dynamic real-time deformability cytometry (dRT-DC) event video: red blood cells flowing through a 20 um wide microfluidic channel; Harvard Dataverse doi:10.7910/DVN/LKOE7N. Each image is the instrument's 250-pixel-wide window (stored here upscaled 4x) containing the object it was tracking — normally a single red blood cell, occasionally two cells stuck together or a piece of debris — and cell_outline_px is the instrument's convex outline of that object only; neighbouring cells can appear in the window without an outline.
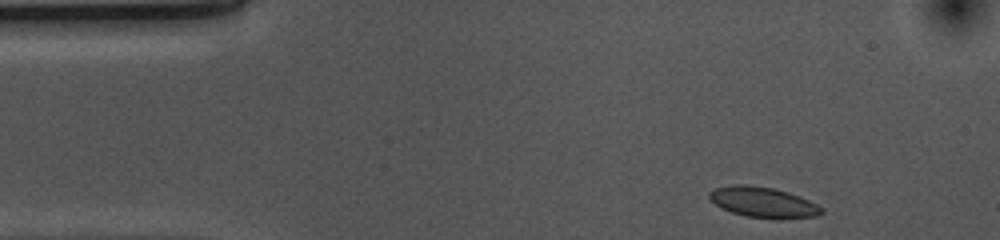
{"species": "common noctule bat (a hibernating species)", "species_latin": "Nyctalus noctula", "temperature_condition": "cold", "stored_images_in_passage": 38, "camera_frame_rate_fps": 3000, "um_per_image_px": 0.085, "animal": {"sex": "female", "body_mass_g": 10.0, "forearm_length_mm": 53.1}, "frame": {"image": 1, "passage_image": 1, "time_ms": 0.0, "image_size_px": [1000, 240], "cell_outline_px": [[824, 212], [820, 216], [780, 220], [744, 216], [732, 212], [708, 200], [708, 192], [716, 188], [736, 184], [744, 184], [772, 188], [788, 192], [800, 196], [824, 208]], "centroid_in_image_um": [64.91, 17.22], "position_along_channel_um": 20.1, "area_um2": 20.23}}
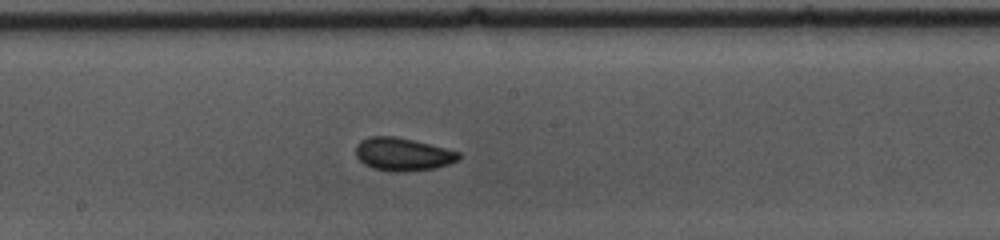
{"frame": {"image": 2, "passage_image": 22, "time_ms": 7.0, "image_size_px": [1000, 240], "cell_outline_px": [[460, 160], [436, 168], [396, 172], [372, 168], [364, 164], [356, 156], [356, 144], [360, 140], [368, 136], [392, 136], [412, 140], [460, 152]], "centroid_in_image_um": [34.21, 13.11], "position_along_channel_um": 214.0, "area_um2": 19.65}}
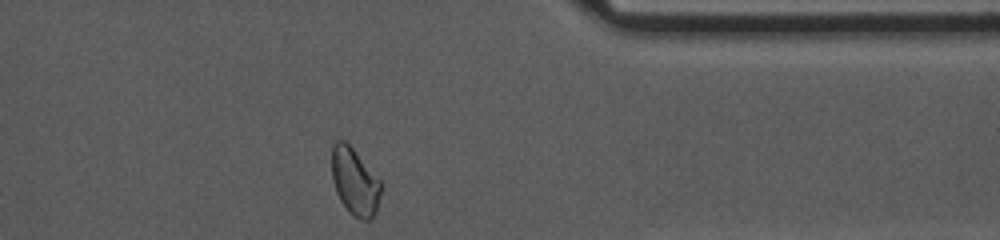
{"frame": {"image": 3, "passage_image": 37, "time_ms": 12.0, "image_size_px": [1000, 240], "cell_outline_px": [[384, 184], [376, 212], [372, 220], [364, 220], [352, 216], [348, 212], [340, 200], [336, 192], [332, 180], [332, 144], [336, 140], [344, 140], [352, 148]], "centroid_in_image_um": [30.17, 15.47], "position_along_channel_um": 381.2, "area_um2": 19.54}, "authors_computed_cell_mechanics": {"area_um2": 19.363, "velocity_mm_per_s": 3.6649, "shape_relaxation_time_tau1_ms": 6.9767, "shape_relaxation_time_tau2_ms": 0.8226, "deformation_change_tau1": 0.134, "deformation_change_tau2": 0.0639}}